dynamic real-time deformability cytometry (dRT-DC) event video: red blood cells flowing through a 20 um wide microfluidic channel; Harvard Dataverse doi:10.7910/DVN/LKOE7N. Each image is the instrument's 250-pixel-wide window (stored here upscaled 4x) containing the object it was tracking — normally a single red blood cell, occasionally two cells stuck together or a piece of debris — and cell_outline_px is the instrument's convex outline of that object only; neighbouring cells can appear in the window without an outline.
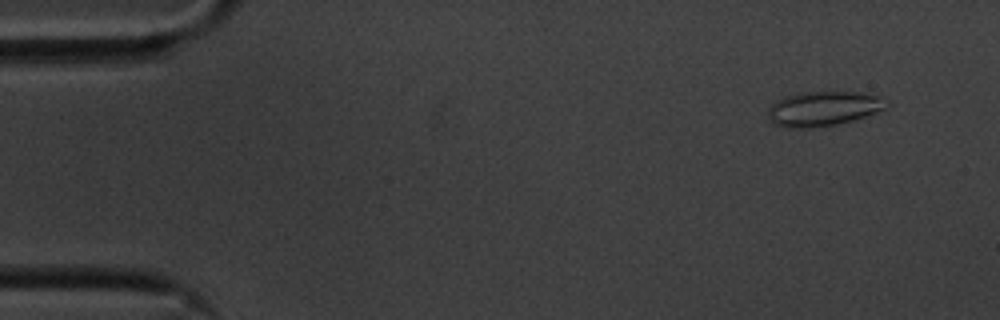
{"species": "common noctule bat (a hibernating species)", "species_latin": "Nyctalus noctula", "temperature_condition": "cold", "stored_images_in_passage": 53, "camera_frame_rate_fps": 3000, "um_per_image_px": 0.085, "animal": {"sex": "male", "body_mass_g": 20.1, "forearm_length_mm": 53.5}, "frame": {"image": 1, "passage_image": 2, "time_ms": 0.333, "image_size_px": [1000, 320], "cell_outline_px": [[892, 104], [884, 108], [856, 120], [836, 124], [812, 128], [788, 128], [772, 124], [768, 120], [768, 108], [776, 100], [784, 96], [800, 92], [860, 92], [880, 96], [888, 100]], "centroid_in_image_um": [69.97, 9.23], "position_along_channel_um": 15.0, "area_um2": 24.33}}
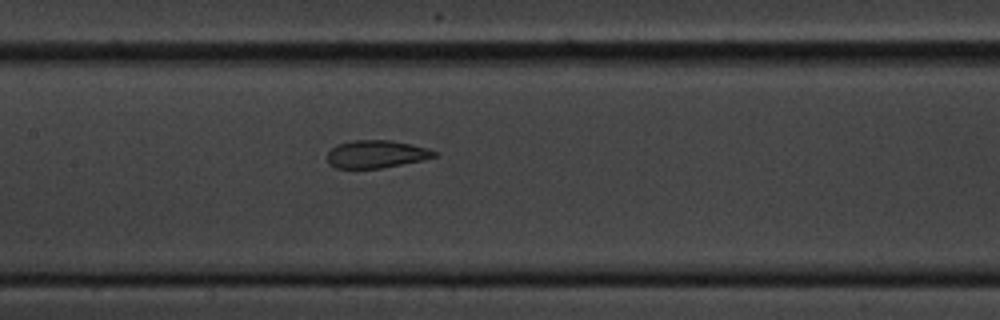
{"frame": {"image": 2, "passage_image": 24, "time_ms": 7.667, "image_size_px": [1000, 320], "cell_outline_px": [[440, 152], [436, 156], [424, 160], [380, 168], [336, 168], [328, 164], [328, 152], [336, 144], [356, 140], [392, 140], [412, 144], [428, 148]], "centroid_in_image_um": [32.02, 13.09], "position_along_channel_um": 175.4, "area_um2": 17.4}}
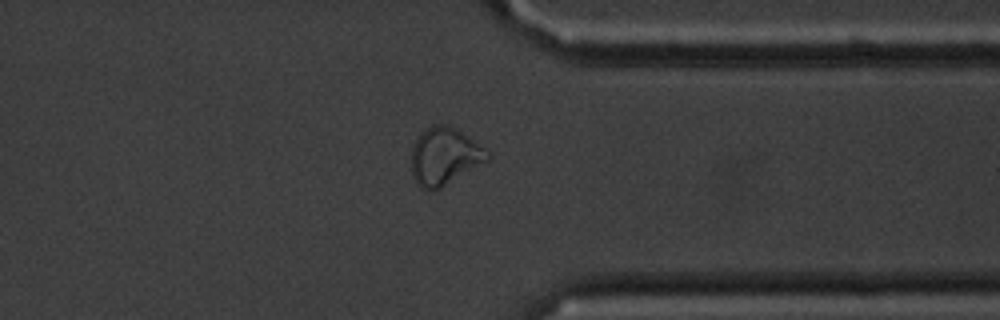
{"frame": {"image": 3, "passage_image": 41, "time_ms": 13.333, "image_size_px": [1000, 320], "cell_outline_px": [[492, 156], [488, 160], [440, 188], [432, 192], [420, 188], [416, 184], [412, 176], [412, 148], [420, 132], [432, 124], [448, 124], [484, 148]], "centroid_in_image_um": [37.74, 13.3], "position_along_channel_um": 373.7, "area_um2": 25.26}, "authors_computed_cell_mechanics": {"area_um2": 20.4034, "velocity_mm_per_s": 3.5641, "shape_relaxation_time_tau1_ms": null, "shape_relaxation_time_tau2_ms": 1.0398, "deformation_change_tau1": null, "deformation_change_tau2": 0.0746}}